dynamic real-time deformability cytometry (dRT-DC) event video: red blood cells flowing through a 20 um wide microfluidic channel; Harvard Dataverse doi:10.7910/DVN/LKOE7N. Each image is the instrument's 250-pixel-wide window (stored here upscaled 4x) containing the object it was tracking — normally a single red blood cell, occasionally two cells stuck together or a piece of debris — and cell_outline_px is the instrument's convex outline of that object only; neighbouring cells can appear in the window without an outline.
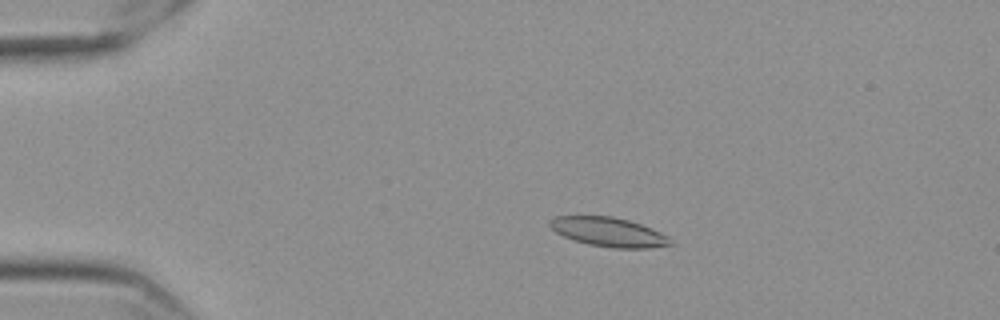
{"species": "Egyptian fruit bat (a non-hibernating species)", "species_latin": "Rousettus aegyptiacus", "temperature_condition": "cold", "stored_images_in_passage": 54, "camera_frame_rate_fps": 3000, "um_per_image_px": 0.085, "frame": {"image": 1, "passage_image": 13, "time_ms": 4.0, "image_size_px": [1000, 320], "cell_outline_px": [[672, 244], [652, 248], [612, 248], [588, 244], [572, 240], [556, 232], [548, 224], [548, 220], [552, 216], [612, 216], [628, 220], [652, 228], [668, 236]], "centroid_in_image_um": [51.7, 19.72], "position_along_channel_um": 33.3, "area_um2": 20.58}}
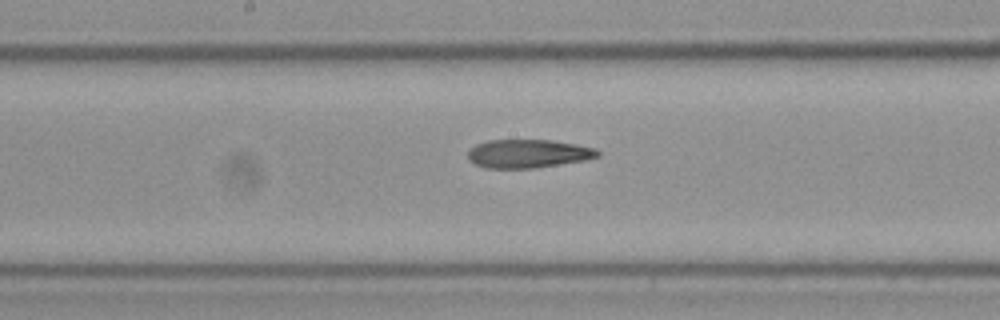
{"frame": {"image": 2, "passage_image": 31, "time_ms": 10.0, "image_size_px": [1000, 320], "cell_outline_px": [[600, 156], [584, 160], [532, 168], [484, 168], [468, 160], [468, 152], [476, 144], [488, 140], [552, 140], [576, 144], [596, 148], [600, 152]], "centroid_in_image_um": [44.89, 13.05], "position_along_channel_um": 203.3, "area_um2": 21.44}}
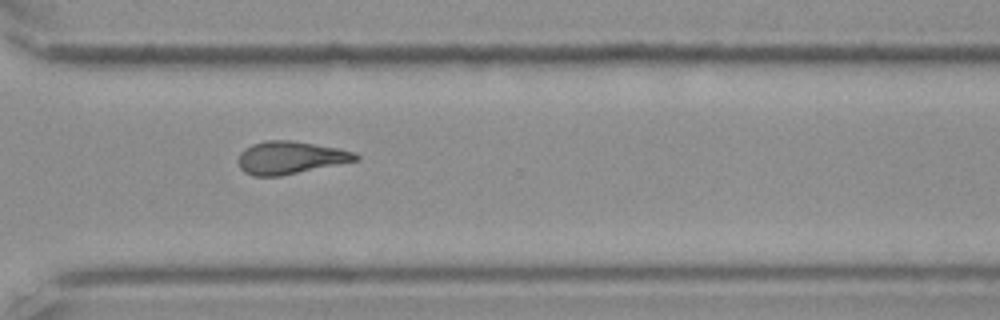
{"frame": {"image": 3, "passage_image": 43, "time_ms": 14.0, "image_size_px": [1000, 320], "cell_outline_px": [[360, 160], [280, 176], [252, 176], [244, 172], [240, 168], [236, 160], [240, 152], [244, 148], [252, 144], [264, 140], [292, 140], [336, 148], [356, 152], [360, 156]], "centroid_in_image_um": [24.64, 13.4], "position_along_channel_um": 346.0, "area_um2": 22.6}, "authors_computed_cell_mechanics": {"area_um2": 21.097, "velocity_mm_per_s": 3.5696, "shape_relaxation_time_tau1_ms": null, "shape_relaxation_time_tau2_ms": 3.3926, "deformation_change_tau1": null, "deformation_change_tau2": 0.1417}}